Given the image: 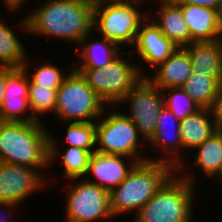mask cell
I'll use <instances>...</instances> for the list:
<instances>
[{
    "instance_id": "6da1fadb",
    "label": "cell",
    "mask_w": 222,
    "mask_h": 222,
    "mask_svg": "<svg viewBox=\"0 0 222 222\" xmlns=\"http://www.w3.org/2000/svg\"><path fill=\"white\" fill-rule=\"evenodd\" d=\"M94 10L93 0H47L21 18L19 28L28 35L56 37L79 47L81 40L94 31Z\"/></svg>"
},
{
    "instance_id": "7a4b0ae2",
    "label": "cell",
    "mask_w": 222,
    "mask_h": 222,
    "mask_svg": "<svg viewBox=\"0 0 222 222\" xmlns=\"http://www.w3.org/2000/svg\"><path fill=\"white\" fill-rule=\"evenodd\" d=\"M51 134L42 121H0V162L49 169Z\"/></svg>"
},
{
    "instance_id": "3957f363",
    "label": "cell",
    "mask_w": 222,
    "mask_h": 222,
    "mask_svg": "<svg viewBox=\"0 0 222 222\" xmlns=\"http://www.w3.org/2000/svg\"><path fill=\"white\" fill-rule=\"evenodd\" d=\"M175 172L167 162L137 163L125 180L110 191L112 216L136 214Z\"/></svg>"
},
{
    "instance_id": "277c9868",
    "label": "cell",
    "mask_w": 222,
    "mask_h": 222,
    "mask_svg": "<svg viewBox=\"0 0 222 222\" xmlns=\"http://www.w3.org/2000/svg\"><path fill=\"white\" fill-rule=\"evenodd\" d=\"M186 172L176 170L154 196L134 214L133 222H191L195 180L191 173Z\"/></svg>"
},
{
    "instance_id": "5b68a950",
    "label": "cell",
    "mask_w": 222,
    "mask_h": 222,
    "mask_svg": "<svg viewBox=\"0 0 222 222\" xmlns=\"http://www.w3.org/2000/svg\"><path fill=\"white\" fill-rule=\"evenodd\" d=\"M121 55L120 53L115 59L100 69L74 68L107 106L109 104V106L115 105L119 107L118 104L128 91L142 77L150 75L143 72V67H140V64L130 63L132 61L126 60Z\"/></svg>"
},
{
    "instance_id": "8992f818",
    "label": "cell",
    "mask_w": 222,
    "mask_h": 222,
    "mask_svg": "<svg viewBox=\"0 0 222 222\" xmlns=\"http://www.w3.org/2000/svg\"><path fill=\"white\" fill-rule=\"evenodd\" d=\"M108 107L96 121V152L123 155L135 159L138 163L155 161V158H147L140 152L141 146H144L141 140L143 137L138 133L134 122L124 112L117 109L112 112Z\"/></svg>"
},
{
    "instance_id": "52a82bcc",
    "label": "cell",
    "mask_w": 222,
    "mask_h": 222,
    "mask_svg": "<svg viewBox=\"0 0 222 222\" xmlns=\"http://www.w3.org/2000/svg\"><path fill=\"white\" fill-rule=\"evenodd\" d=\"M56 99L55 117L66 124L96 122L106 108L99 95L87 85L82 75L74 68L58 88Z\"/></svg>"
},
{
    "instance_id": "ba28073f",
    "label": "cell",
    "mask_w": 222,
    "mask_h": 222,
    "mask_svg": "<svg viewBox=\"0 0 222 222\" xmlns=\"http://www.w3.org/2000/svg\"><path fill=\"white\" fill-rule=\"evenodd\" d=\"M142 1L98 3L95 2L93 28L102 37L119 47L134 45L141 24L148 18V12L140 11ZM135 4V5H134Z\"/></svg>"
},
{
    "instance_id": "9c48e42d",
    "label": "cell",
    "mask_w": 222,
    "mask_h": 222,
    "mask_svg": "<svg viewBox=\"0 0 222 222\" xmlns=\"http://www.w3.org/2000/svg\"><path fill=\"white\" fill-rule=\"evenodd\" d=\"M69 185L66 190L64 222H94L113 218L110 207V191L85 178ZM98 219V220H97Z\"/></svg>"
},
{
    "instance_id": "30bf717a",
    "label": "cell",
    "mask_w": 222,
    "mask_h": 222,
    "mask_svg": "<svg viewBox=\"0 0 222 222\" xmlns=\"http://www.w3.org/2000/svg\"><path fill=\"white\" fill-rule=\"evenodd\" d=\"M163 95L161 89L147 77H142L118 104L129 103L128 115L124 114L134 122L144 142L154 135L159 112L164 106Z\"/></svg>"
},
{
    "instance_id": "8fae6325",
    "label": "cell",
    "mask_w": 222,
    "mask_h": 222,
    "mask_svg": "<svg viewBox=\"0 0 222 222\" xmlns=\"http://www.w3.org/2000/svg\"><path fill=\"white\" fill-rule=\"evenodd\" d=\"M29 77L24 66H5L1 122H37L29 106ZM30 112V113H28Z\"/></svg>"
},
{
    "instance_id": "7c38bea8",
    "label": "cell",
    "mask_w": 222,
    "mask_h": 222,
    "mask_svg": "<svg viewBox=\"0 0 222 222\" xmlns=\"http://www.w3.org/2000/svg\"><path fill=\"white\" fill-rule=\"evenodd\" d=\"M40 171L25 165L0 162V201L19 205L35 191L44 189L48 183Z\"/></svg>"
},
{
    "instance_id": "4fadbf2b",
    "label": "cell",
    "mask_w": 222,
    "mask_h": 222,
    "mask_svg": "<svg viewBox=\"0 0 222 222\" xmlns=\"http://www.w3.org/2000/svg\"><path fill=\"white\" fill-rule=\"evenodd\" d=\"M179 127L180 120L167 107L163 106L157 118L154 135L146 143L149 147L151 145L152 148H155L154 150L159 148V151L161 149L164 153L163 157H157L155 161L167 162L176 170H186L187 164L183 159L184 156L181 155L183 154V145Z\"/></svg>"
},
{
    "instance_id": "5bb4252c",
    "label": "cell",
    "mask_w": 222,
    "mask_h": 222,
    "mask_svg": "<svg viewBox=\"0 0 222 222\" xmlns=\"http://www.w3.org/2000/svg\"><path fill=\"white\" fill-rule=\"evenodd\" d=\"M137 163L135 159L123 155L94 152L90 158L85 179L111 191L125 180Z\"/></svg>"
},
{
    "instance_id": "9a60e30c",
    "label": "cell",
    "mask_w": 222,
    "mask_h": 222,
    "mask_svg": "<svg viewBox=\"0 0 222 222\" xmlns=\"http://www.w3.org/2000/svg\"><path fill=\"white\" fill-rule=\"evenodd\" d=\"M134 51L151 68L164 62L177 48L148 17L137 32Z\"/></svg>"
},
{
    "instance_id": "2e32d148",
    "label": "cell",
    "mask_w": 222,
    "mask_h": 222,
    "mask_svg": "<svg viewBox=\"0 0 222 222\" xmlns=\"http://www.w3.org/2000/svg\"><path fill=\"white\" fill-rule=\"evenodd\" d=\"M175 1L189 27L191 43L222 39V14L218 10Z\"/></svg>"
},
{
    "instance_id": "e0dca14e",
    "label": "cell",
    "mask_w": 222,
    "mask_h": 222,
    "mask_svg": "<svg viewBox=\"0 0 222 222\" xmlns=\"http://www.w3.org/2000/svg\"><path fill=\"white\" fill-rule=\"evenodd\" d=\"M155 2H157V6H159L156 8V12L158 11L157 18L154 14L151 16L150 12H148L150 20H153L163 35L177 47L190 45V31L183 18L180 5L175 0H157Z\"/></svg>"
},
{
    "instance_id": "ac0fdd59",
    "label": "cell",
    "mask_w": 222,
    "mask_h": 222,
    "mask_svg": "<svg viewBox=\"0 0 222 222\" xmlns=\"http://www.w3.org/2000/svg\"><path fill=\"white\" fill-rule=\"evenodd\" d=\"M191 64L187 50L177 47L164 62L154 68V75L146 77L161 90L182 87L192 73Z\"/></svg>"
},
{
    "instance_id": "d6986e66",
    "label": "cell",
    "mask_w": 222,
    "mask_h": 222,
    "mask_svg": "<svg viewBox=\"0 0 222 222\" xmlns=\"http://www.w3.org/2000/svg\"><path fill=\"white\" fill-rule=\"evenodd\" d=\"M184 48L191 58L192 71L207 74L222 82V39L192 42Z\"/></svg>"
},
{
    "instance_id": "ffe728a7",
    "label": "cell",
    "mask_w": 222,
    "mask_h": 222,
    "mask_svg": "<svg viewBox=\"0 0 222 222\" xmlns=\"http://www.w3.org/2000/svg\"><path fill=\"white\" fill-rule=\"evenodd\" d=\"M179 129L183 151L195 149L217 131L212 110L199 109L181 120Z\"/></svg>"
},
{
    "instance_id": "44dd1931",
    "label": "cell",
    "mask_w": 222,
    "mask_h": 222,
    "mask_svg": "<svg viewBox=\"0 0 222 222\" xmlns=\"http://www.w3.org/2000/svg\"><path fill=\"white\" fill-rule=\"evenodd\" d=\"M91 34H88L81 40L79 45L82 48L79 52V62L77 61L76 64H73V68L100 69L121 53L120 47L116 43L107 40L105 37L100 38V40H91Z\"/></svg>"
},
{
    "instance_id": "7402d4cb",
    "label": "cell",
    "mask_w": 222,
    "mask_h": 222,
    "mask_svg": "<svg viewBox=\"0 0 222 222\" xmlns=\"http://www.w3.org/2000/svg\"><path fill=\"white\" fill-rule=\"evenodd\" d=\"M58 147V141L56 142V139L50 136V166H52L51 163L54 164V162H57L56 159L61 155L58 159H62L61 162H63L62 165L64 167L63 175L67 180L85 178L93 153L83 148L68 146L64 150L65 152H62L63 154H59L60 150Z\"/></svg>"
},
{
    "instance_id": "603a6c76",
    "label": "cell",
    "mask_w": 222,
    "mask_h": 222,
    "mask_svg": "<svg viewBox=\"0 0 222 222\" xmlns=\"http://www.w3.org/2000/svg\"><path fill=\"white\" fill-rule=\"evenodd\" d=\"M220 83L215 77L192 71L182 88L200 109L212 110Z\"/></svg>"
},
{
    "instance_id": "cb8c5ba5",
    "label": "cell",
    "mask_w": 222,
    "mask_h": 222,
    "mask_svg": "<svg viewBox=\"0 0 222 222\" xmlns=\"http://www.w3.org/2000/svg\"><path fill=\"white\" fill-rule=\"evenodd\" d=\"M193 150L197 152L194 165H197L206 177H215L222 168V133L216 131Z\"/></svg>"
},
{
    "instance_id": "d4e9b609",
    "label": "cell",
    "mask_w": 222,
    "mask_h": 222,
    "mask_svg": "<svg viewBox=\"0 0 222 222\" xmlns=\"http://www.w3.org/2000/svg\"><path fill=\"white\" fill-rule=\"evenodd\" d=\"M16 32L0 19V66L21 67L27 51Z\"/></svg>"
},
{
    "instance_id": "484cf974",
    "label": "cell",
    "mask_w": 222,
    "mask_h": 222,
    "mask_svg": "<svg viewBox=\"0 0 222 222\" xmlns=\"http://www.w3.org/2000/svg\"><path fill=\"white\" fill-rule=\"evenodd\" d=\"M57 90L40 87L29 79V106L32 115L40 122V115L55 113L57 105ZM40 114V115H39ZM40 116V117H39Z\"/></svg>"
},
{
    "instance_id": "4316f807",
    "label": "cell",
    "mask_w": 222,
    "mask_h": 222,
    "mask_svg": "<svg viewBox=\"0 0 222 222\" xmlns=\"http://www.w3.org/2000/svg\"><path fill=\"white\" fill-rule=\"evenodd\" d=\"M65 135L68 146L96 152V122H69Z\"/></svg>"
},
{
    "instance_id": "83f0119b",
    "label": "cell",
    "mask_w": 222,
    "mask_h": 222,
    "mask_svg": "<svg viewBox=\"0 0 222 222\" xmlns=\"http://www.w3.org/2000/svg\"><path fill=\"white\" fill-rule=\"evenodd\" d=\"M162 91L164 94V106L180 121L200 109L182 87L168 88Z\"/></svg>"
},
{
    "instance_id": "f1b7e54d",
    "label": "cell",
    "mask_w": 222,
    "mask_h": 222,
    "mask_svg": "<svg viewBox=\"0 0 222 222\" xmlns=\"http://www.w3.org/2000/svg\"><path fill=\"white\" fill-rule=\"evenodd\" d=\"M28 60L25 61L24 67L27 69V74L29 79L40 87H47L50 89H58L61 85L63 80L67 75H65V71L61 70L58 65H53L51 62H45L41 66H35L36 70L29 73L31 66L29 65ZM30 67V68H29ZM63 71V72H62Z\"/></svg>"
},
{
    "instance_id": "f546056e",
    "label": "cell",
    "mask_w": 222,
    "mask_h": 222,
    "mask_svg": "<svg viewBox=\"0 0 222 222\" xmlns=\"http://www.w3.org/2000/svg\"><path fill=\"white\" fill-rule=\"evenodd\" d=\"M212 112L216 130L222 132V82L219 84Z\"/></svg>"
},
{
    "instance_id": "4dcf8cb0",
    "label": "cell",
    "mask_w": 222,
    "mask_h": 222,
    "mask_svg": "<svg viewBox=\"0 0 222 222\" xmlns=\"http://www.w3.org/2000/svg\"><path fill=\"white\" fill-rule=\"evenodd\" d=\"M183 3H188L196 6H204L218 10L222 14V0H181Z\"/></svg>"
},
{
    "instance_id": "1f68e13d",
    "label": "cell",
    "mask_w": 222,
    "mask_h": 222,
    "mask_svg": "<svg viewBox=\"0 0 222 222\" xmlns=\"http://www.w3.org/2000/svg\"><path fill=\"white\" fill-rule=\"evenodd\" d=\"M0 209H3L4 207H5V209H3V210H8L9 208L12 210V211H14L13 209H14V207H18L17 205H14V204H11V203H7V202H1L0 201ZM7 210L6 211H3V213L5 214V212L7 213V214H5V215H0V222H10L9 220H11L10 219V217L12 218L13 216H9V215H12V211H10L9 210V212H7ZM1 213V212H0ZM2 213V214H3ZM9 213V214H8ZM11 213V214H10ZM8 220V221H7ZM11 222H13V221H11Z\"/></svg>"
},
{
    "instance_id": "d6a6232c",
    "label": "cell",
    "mask_w": 222,
    "mask_h": 222,
    "mask_svg": "<svg viewBox=\"0 0 222 222\" xmlns=\"http://www.w3.org/2000/svg\"><path fill=\"white\" fill-rule=\"evenodd\" d=\"M3 3L6 6V9L11 10L12 12L14 11H19L21 7L24 8V5L28 0H2Z\"/></svg>"
},
{
    "instance_id": "836d02e7",
    "label": "cell",
    "mask_w": 222,
    "mask_h": 222,
    "mask_svg": "<svg viewBox=\"0 0 222 222\" xmlns=\"http://www.w3.org/2000/svg\"><path fill=\"white\" fill-rule=\"evenodd\" d=\"M5 88V66H0V109L4 98Z\"/></svg>"
},
{
    "instance_id": "e575fe53",
    "label": "cell",
    "mask_w": 222,
    "mask_h": 222,
    "mask_svg": "<svg viewBox=\"0 0 222 222\" xmlns=\"http://www.w3.org/2000/svg\"><path fill=\"white\" fill-rule=\"evenodd\" d=\"M98 3H115V2H131V1H142V0H93Z\"/></svg>"
},
{
    "instance_id": "d590c367",
    "label": "cell",
    "mask_w": 222,
    "mask_h": 222,
    "mask_svg": "<svg viewBox=\"0 0 222 222\" xmlns=\"http://www.w3.org/2000/svg\"><path fill=\"white\" fill-rule=\"evenodd\" d=\"M215 177H216L215 180L220 182V184H222V168H221L220 172Z\"/></svg>"
}]
</instances>
